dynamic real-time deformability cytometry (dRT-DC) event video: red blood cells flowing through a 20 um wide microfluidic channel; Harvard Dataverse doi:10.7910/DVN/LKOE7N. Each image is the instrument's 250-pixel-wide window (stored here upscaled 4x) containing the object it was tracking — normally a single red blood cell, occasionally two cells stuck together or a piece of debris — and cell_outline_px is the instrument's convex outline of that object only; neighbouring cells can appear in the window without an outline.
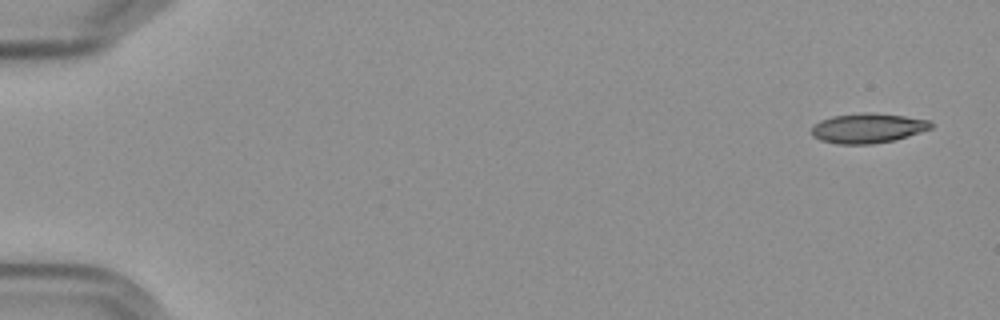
{"species": "Egyptian fruit bat (a non-hibernating species)", "species_latin": "Rousettus aegyptiacus", "temperature_condition": "cold", "stored_images_in_passage": 4, "camera_frame_rate_fps": 3000, "um_per_image_px": 0.085, "frame": {"image": 1, "passage_image": 1, "time_ms": 0.0, "image_size_px": [1000, 320], "cell_outline_px": [[936, 124], [932, 128], [908, 136], [892, 140], [872, 144], [836, 144], [820, 140], [812, 136], [812, 124], [820, 120], [832, 116], [864, 112], [868, 112], [904, 116], [932, 120]], "centroid_in_image_um": [73.77, 10.89], "position_along_channel_um": 11.2, "area_um2": 20.92}}